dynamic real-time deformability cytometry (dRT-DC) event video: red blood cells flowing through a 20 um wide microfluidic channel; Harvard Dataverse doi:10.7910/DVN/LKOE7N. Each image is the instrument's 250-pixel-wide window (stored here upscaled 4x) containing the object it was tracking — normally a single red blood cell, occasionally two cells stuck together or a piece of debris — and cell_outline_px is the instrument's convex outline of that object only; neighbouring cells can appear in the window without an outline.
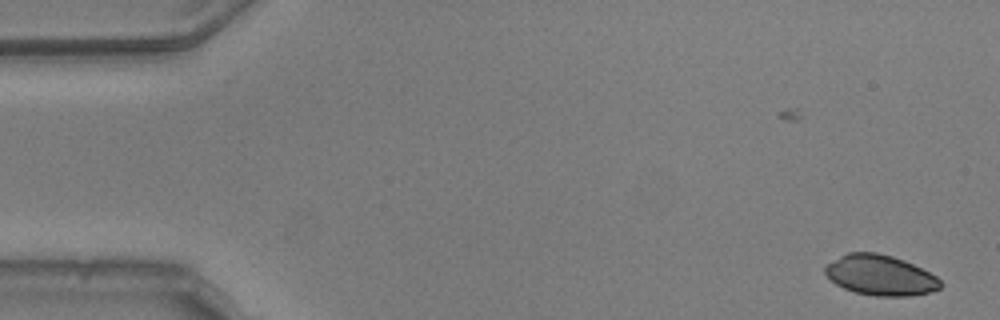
{"species": "common noctule bat (a hibernating species)", "species_latin": "Nyctalus noctula", "temperature_condition": "warm", "stored_images_in_passage": 53, "camera_frame_rate_fps": 3000, "um_per_image_px": 0.085, "animal": {"sex": "male", "body_mass_g": 20.5, "forearm_length_mm": 52.5}, "frame": {"image": 1, "passage_image": 1, "time_ms": 0.0, "image_size_px": [1000, 320], "cell_outline_px": [[944, 284], [940, 288], [928, 292], [908, 296], [876, 296], [856, 292], [844, 288], [836, 284], [824, 272], [824, 268], [828, 264], [840, 256], [848, 252], [876, 252], [892, 256], [904, 260], [936, 276]], "centroid_in_image_um": [74.83, 23.39], "position_along_channel_um": 10.2, "area_um2": 26.82}}
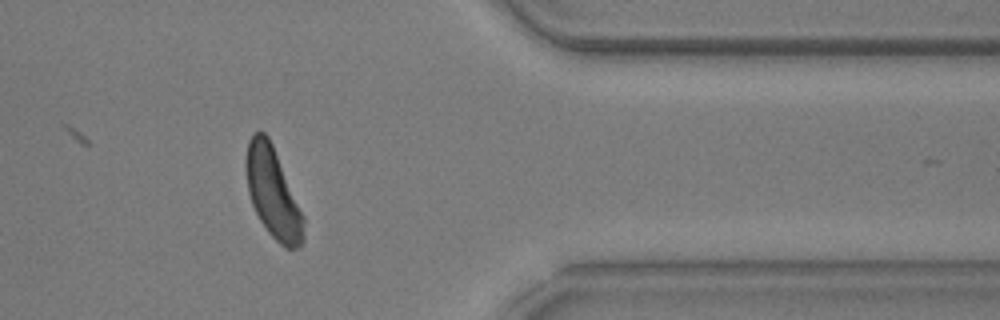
{"frame": {"image": 2, "passage_image": 43, "time_ms": 14.0, "image_size_px": [1000, 320], "cell_outline_px": [[304, 240], [300, 248], [284, 248], [268, 232], [260, 220], [252, 204], [248, 192], [244, 164], [244, 160], [248, 140], [256, 132], [264, 132], [268, 136], [272, 144], [304, 216]], "centroid_in_image_um": [23.18, 16.4], "position_along_channel_um": 388.2, "area_um2": 30.29}}
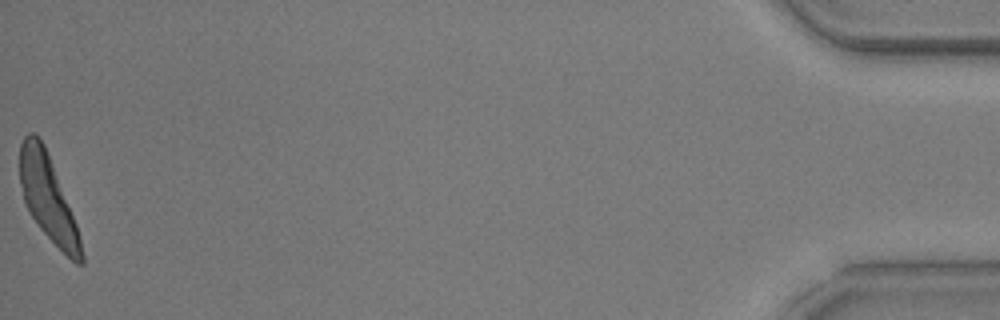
{"frame": {"image": 3, "passage_image": 53, "time_ms": 17.333, "image_size_px": [1000, 320], "cell_outline_px": [[84, 264], [76, 264], [40, 228], [32, 216], [24, 200], [20, 184], [20, 144], [24, 136], [28, 132], [32, 132], [44, 144], [76, 224], [84, 256]], "centroid_in_image_um": [4.06, 16.82], "position_along_channel_um": 431.1, "area_um2": 29.54}, "authors_computed_cell_mechanics": {"area_um2": 29.9404, "velocity_mm_per_s": 3.7564, "shape_relaxation_time_tau1_ms": 3.6695, "shape_relaxation_time_tau2_ms": null, "deformation_change_tau1": 0.2199, "deformation_change_tau2": null}}